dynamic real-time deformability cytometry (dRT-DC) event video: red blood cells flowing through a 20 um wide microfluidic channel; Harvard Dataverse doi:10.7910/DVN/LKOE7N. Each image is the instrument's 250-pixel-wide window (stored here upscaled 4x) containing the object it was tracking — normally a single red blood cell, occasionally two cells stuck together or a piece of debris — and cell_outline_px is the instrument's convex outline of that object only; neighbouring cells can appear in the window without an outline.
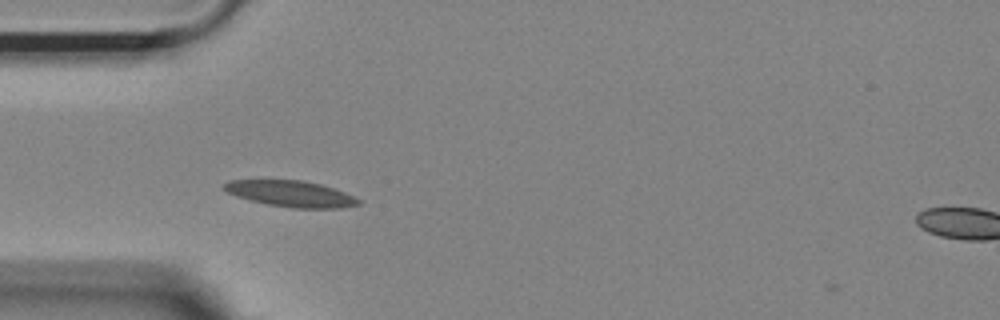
{"species": "Egyptian fruit bat (a non-hibernating species)", "species_latin": "Rousettus aegyptiacus", "temperature_condition": "room temperature", "stored_images_in_passage": 9, "camera_frame_rate_fps": 3000, "um_per_image_px": 0.085, "animal": {"sex": "female"}, "frame": {"image": 1, "passage_image": 1, "time_ms": 0.0, "image_size_px": [1000, 320], "cell_outline_px": [[360, 204], [340, 208], [292, 208], [268, 204], [248, 200], [236, 196], [220, 188], [220, 184], [228, 180], [304, 180], [320, 184], [344, 192], [360, 200]], "centroid_in_image_um": [24.64, 16.46], "position_along_channel_um": 60.4, "area_um2": 20.52}}
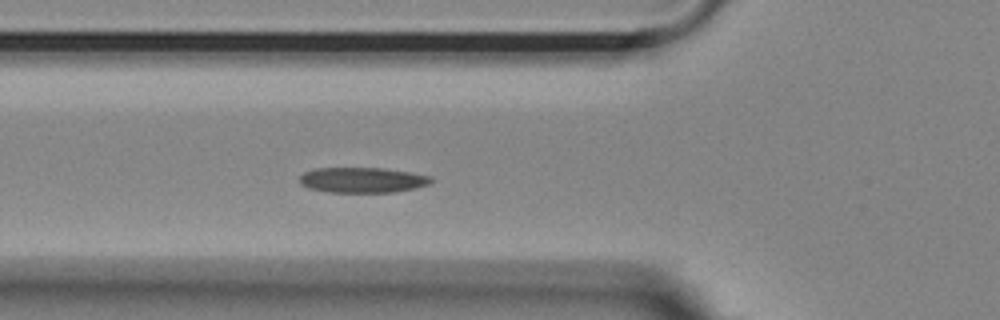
{"frame": {"image": 2, "passage_image": 4, "time_ms": 1.0, "image_size_px": [1000, 320], "cell_outline_px": [[432, 184], [416, 188], [396, 192], [328, 192], [308, 188], [300, 184], [300, 176], [304, 172], [316, 168], [384, 168], [412, 172], [432, 176]], "centroid_in_image_um": [30.85, 15.3], "position_along_channel_um": 94.9, "area_um2": 19.65}}
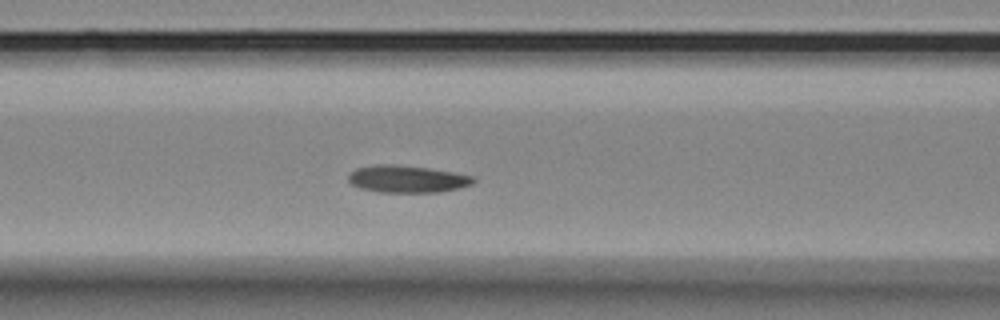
{"frame": {"image": 3, "passage_image": 7, "time_ms": 2.0, "image_size_px": [1000, 320], "cell_outline_px": [[476, 180], [472, 184], [460, 188], [440, 192], [380, 192], [360, 188], [352, 184], [348, 180], [348, 176], [356, 168], [376, 164], [392, 164], [428, 168], [452, 172], [472, 176]], "centroid_in_image_um": [34.6, 15.22], "position_along_channel_um": 132.0, "area_um2": 19.71}}